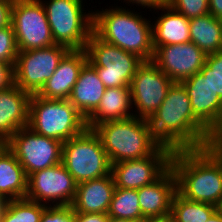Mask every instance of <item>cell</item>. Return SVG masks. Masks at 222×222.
I'll return each mask as SVG.
<instances>
[{
	"label": "cell",
	"instance_id": "cell-38",
	"mask_svg": "<svg viewBox=\"0 0 222 222\" xmlns=\"http://www.w3.org/2000/svg\"><path fill=\"white\" fill-rule=\"evenodd\" d=\"M10 199L0 193V221L8 207Z\"/></svg>",
	"mask_w": 222,
	"mask_h": 222
},
{
	"label": "cell",
	"instance_id": "cell-7",
	"mask_svg": "<svg viewBox=\"0 0 222 222\" xmlns=\"http://www.w3.org/2000/svg\"><path fill=\"white\" fill-rule=\"evenodd\" d=\"M61 163L77 184L111 174L108 155L93 129L63 142Z\"/></svg>",
	"mask_w": 222,
	"mask_h": 222
},
{
	"label": "cell",
	"instance_id": "cell-12",
	"mask_svg": "<svg viewBox=\"0 0 222 222\" xmlns=\"http://www.w3.org/2000/svg\"><path fill=\"white\" fill-rule=\"evenodd\" d=\"M174 82L152 61H144L130 83L134 116L149 120ZM137 112V113H136Z\"/></svg>",
	"mask_w": 222,
	"mask_h": 222
},
{
	"label": "cell",
	"instance_id": "cell-22",
	"mask_svg": "<svg viewBox=\"0 0 222 222\" xmlns=\"http://www.w3.org/2000/svg\"><path fill=\"white\" fill-rule=\"evenodd\" d=\"M130 86L106 88L97 109L86 119L88 129L114 120H123L134 116L132 111Z\"/></svg>",
	"mask_w": 222,
	"mask_h": 222
},
{
	"label": "cell",
	"instance_id": "cell-13",
	"mask_svg": "<svg viewBox=\"0 0 222 222\" xmlns=\"http://www.w3.org/2000/svg\"><path fill=\"white\" fill-rule=\"evenodd\" d=\"M76 188L73 176L60 163L30 174L25 198L46 206H66L72 204Z\"/></svg>",
	"mask_w": 222,
	"mask_h": 222
},
{
	"label": "cell",
	"instance_id": "cell-6",
	"mask_svg": "<svg viewBox=\"0 0 222 222\" xmlns=\"http://www.w3.org/2000/svg\"><path fill=\"white\" fill-rule=\"evenodd\" d=\"M40 1L46 11L55 44L70 50L85 49L93 32V11L84 12L83 0Z\"/></svg>",
	"mask_w": 222,
	"mask_h": 222
},
{
	"label": "cell",
	"instance_id": "cell-3",
	"mask_svg": "<svg viewBox=\"0 0 222 222\" xmlns=\"http://www.w3.org/2000/svg\"><path fill=\"white\" fill-rule=\"evenodd\" d=\"M112 7L93 12V32L102 40L137 55L143 61H152L153 23L128 7Z\"/></svg>",
	"mask_w": 222,
	"mask_h": 222
},
{
	"label": "cell",
	"instance_id": "cell-15",
	"mask_svg": "<svg viewBox=\"0 0 222 222\" xmlns=\"http://www.w3.org/2000/svg\"><path fill=\"white\" fill-rule=\"evenodd\" d=\"M153 47L152 62L173 82L180 83L200 72L207 56L193 42Z\"/></svg>",
	"mask_w": 222,
	"mask_h": 222
},
{
	"label": "cell",
	"instance_id": "cell-26",
	"mask_svg": "<svg viewBox=\"0 0 222 222\" xmlns=\"http://www.w3.org/2000/svg\"><path fill=\"white\" fill-rule=\"evenodd\" d=\"M219 208L185 199L177 192L171 203L170 222H206Z\"/></svg>",
	"mask_w": 222,
	"mask_h": 222
},
{
	"label": "cell",
	"instance_id": "cell-35",
	"mask_svg": "<svg viewBox=\"0 0 222 222\" xmlns=\"http://www.w3.org/2000/svg\"><path fill=\"white\" fill-rule=\"evenodd\" d=\"M108 219L104 213H76V222H108Z\"/></svg>",
	"mask_w": 222,
	"mask_h": 222
},
{
	"label": "cell",
	"instance_id": "cell-14",
	"mask_svg": "<svg viewBox=\"0 0 222 222\" xmlns=\"http://www.w3.org/2000/svg\"><path fill=\"white\" fill-rule=\"evenodd\" d=\"M173 150L161 145L152 155L111 164L116 187L138 190L159 179L169 168Z\"/></svg>",
	"mask_w": 222,
	"mask_h": 222
},
{
	"label": "cell",
	"instance_id": "cell-32",
	"mask_svg": "<svg viewBox=\"0 0 222 222\" xmlns=\"http://www.w3.org/2000/svg\"><path fill=\"white\" fill-rule=\"evenodd\" d=\"M40 222H76V213L71 205L47 206Z\"/></svg>",
	"mask_w": 222,
	"mask_h": 222
},
{
	"label": "cell",
	"instance_id": "cell-17",
	"mask_svg": "<svg viewBox=\"0 0 222 222\" xmlns=\"http://www.w3.org/2000/svg\"><path fill=\"white\" fill-rule=\"evenodd\" d=\"M175 193L176 178L170 167L159 179L137 190L142 216L145 219L170 218Z\"/></svg>",
	"mask_w": 222,
	"mask_h": 222
},
{
	"label": "cell",
	"instance_id": "cell-25",
	"mask_svg": "<svg viewBox=\"0 0 222 222\" xmlns=\"http://www.w3.org/2000/svg\"><path fill=\"white\" fill-rule=\"evenodd\" d=\"M190 42L206 55L222 50V20L211 14L189 20Z\"/></svg>",
	"mask_w": 222,
	"mask_h": 222
},
{
	"label": "cell",
	"instance_id": "cell-40",
	"mask_svg": "<svg viewBox=\"0 0 222 222\" xmlns=\"http://www.w3.org/2000/svg\"><path fill=\"white\" fill-rule=\"evenodd\" d=\"M215 144L222 146V129L215 135Z\"/></svg>",
	"mask_w": 222,
	"mask_h": 222
},
{
	"label": "cell",
	"instance_id": "cell-9",
	"mask_svg": "<svg viewBox=\"0 0 222 222\" xmlns=\"http://www.w3.org/2000/svg\"><path fill=\"white\" fill-rule=\"evenodd\" d=\"M69 51L59 44L19 51L14 65L15 85L31 95L37 94Z\"/></svg>",
	"mask_w": 222,
	"mask_h": 222
},
{
	"label": "cell",
	"instance_id": "cell-20",
	"mask_svg": "<svg viewBox=\"0 0 222 222\" xmlns=\"http://www.w3.org/2000/svg\"><path fill=\"white\" fill-rule=\"evenodd\" d=\"M115 187L112 174L77 184L71 206L75 213L107 214Z\"/></svg>",
	"mask_w": 222,
	"mask_h": 222
},
{
	"label": "cell",
	"instance_id": "cell-5",
	"mask_svg": "<svg viewBox=\"0 0 222 222\" xmlns=\"http://www.w3.org/2000/svg\"><path fill=\"white\" fill-rule=\"evenodd\" d=\"M28 127L35 133L65 142L87 129L86 118L66 100L33 94L29 104Z\"/></svg>",
	"mask_w": 222,
	"mask_h": 222
},
{
	"label": "cell",
	"instance_id": "cell-11",
	"mask_svg": "<svg viewBox=\"0 0 222 222\" xmlns=\"http://www.w3.org/2000/svg\"><path fill=\"white\" fill-rule=\"evenodd\" d=\"M27 177L39 170L60 164L63 142L33 132L29 127L19 129L8 141Z\"/></svg>",
	"mask_w": 222,
	"mask_h": 222
},
{
	"label": "cell",
	"instance_id": "cell-37",
	"mask_svg": "<svg viewBox=\"0 0 222 222\" xmlns=\"http://www.w3.org/2000/svg\"><path fill=\"white\" fill-rule=\"evenodd\" d=\"M209 14L222 20V0H209Z\"/></svg>",
	"mask_w": 222,
	"mask_h": 222
},
{
	"label": "cell",
	"instance_id": "cell-42",
	"mask_svg": "<svg viewBox=\"0 0 222 222\" xmlns=\"http://www.w3.org/2000/svg\"><path fill=\"white\" fill-rule=\"evenodd\" d=\"M141 222H170V219H145L142 220Z\"/></svg>",
	"mask_w": 222,
	"mask_h": 222
},
{
	"label": "cell",
	"instance_id": "cell-24",
	"mask_svg": "<svg viewBox=\"0 0 222 222\" xmlns=\"http://www.w3.org/2000/svg\"><path fill=\"white\" fill-rule=\"evenodd\" d=\"M28 177L14 153L6 147L0 153V193L10 200L26 197Z\"/></svg>",
	"mask_w": 222,
	"mask_h": 222
},
{
	"label": "cell",
	"instance_id": "cell-31",
	"mask_svg": "<svg viewBox=\"0 0 222 222\" xmlns=\"http://www.w3.org/2000/svg\"><path fill=\"white\" fill-rule=\"evenodd\" d=\"M18 47L13 26L0 29V61L15 64L18 55Z\"/></svg>",
	"mask_w": 222,
	"mask_h": 222
},
{
	"label": "cell",
	"instance_id": "cell-23",
	"mask_svg": "<svg viewBox=\"0 0 222 222\" xmlns=\"http://www.w3.org/2000/svg\"><path fill=\"white\" fill-rule=\"evenodd\" d=\"M164 13L152 24L153 46H165L190 42L189 19L168 4L160 9Z\"/></svg>",
	"mask_w": 222,
	"mask_h": 222
},
{
	"label": "cell",
	"instance_id": "cell-1",
	"mask_svg": "<svg viewBox=\"0 0 222 222\" xmlns=\"http://www.w3.org/2000/svg\"><path fill=\"white\" fill-rule=\"evenodd\" d=\"M155 139L173 151L215 144V135L194 115L184 86L174 82L148 120Z\"/></svg>",
	"mask_w": 222,
	"mask_h": 222
},
{
	"label": "cell",
	"instance_id": "cell-30",
	"mask_svg": "<svg viewBox=\"0 0 222 222\" xmlns=\"http://www.w3.org/2000/svg\"><path fill=\"white\" fill-rule=\"evenodd\" d=\"M168 5L189 20L209 14V0H168Z\"/></svg>",
	"mask_w": 222,
	"mask_h": 222
},
{
	"label": "cell",
	"instance_id": "cell-29",
	"mask_svg": "<svg viewBox=\"0 0 222 222\" xmlns=\"http://www.w3.org/2000/svg\"><path fill=\"white\" fill-rule=\"evenodd\" d=\"M200 72L209 75L214 91L222 99V50L208 54Z\"/></svg>",
	"mask_w": 222,
	"mask_h": 222
},
{
	"label": "cell",
	"instance_id": "cell-39",
	"mask_svg": "<svg viewBox=\"0 0 222 222\" xmlns=\"http://www.w3.org/2000/svg\"><path fill=\"white\" fill-rule=\"evenodd\" d=\"M206 222H222V210L219 208Z\"/></svg>",
	"mask_w": 222,
	"mask_h": 222
},
{
	"label": "cell",
	"instance_id": "cell-19",
	"mask_svg": "<svg viewBox=\"0 0 222 222\" xmlns=\"http://www.w3.org/2000/svg\"><path fill=\"white\" fill-rule=\"evenodd\" d=\"M31 96L17 85L0 91V138L8 141L19 129L28 127Z\"/></svg>",
	"mask_w": 222,
	"mask_h": 222
},
{
	"label": "cell",
	"instance_id": "cell-18",
	"mask_svg": "<svg viewBox=\"0 0 222 222\" xmlns=\"http://www.w3.org/2000/svg\"><path fill=\"white\" fill-rule=\"evenodd\" d=\"M87 61L88 57L85 49L70 50L36 95L55 100L69 99L73 86L78 80L80 70Z\"/></svg>",
	"mask_w": 222,
	"mask_h": 222
},
{
	"label": "cell",
	"instance_id": "cell-41",
	"mask_svg": "<svg viewBox=\"0 0 222 222\" xmlns=\"http://www.w3.org/2000/svg\"><path fill=\"white\" fill-rule=\"evenodd\" d=\"M108 222H135L129 219H119V218H111L109 217Z\"/></svg>",
	"mask_w": 222,
	"mask_h": 222
},
{
	"label": "cell",
	"instance_id": "cell-4",
	"mask_svg": "<svg viewBox=\"0 0 222 222\" xmlns=\"http://www.w3.org/2000/svg\"><path fill=\"white\" fill-rule=\"evenodd\" d=\"M93 130L99 136L111 164L145 158L161 146L152 133L149 121L136 116L106 121Z\"/></svg>",
	"mask_w": 222,
	"mask_h": 222
},
{
	"label": "cell",
	"instance_id": "cell-43",
	"mask_svg": "<svg viewBox=\"0 0 222 222\" xmlns=\"http://www.w3.org/2000/svg\"><path fill=\"white\" fill-rule=\"evenodd\" d=\"M7 147V141L0 138V153Z\"/></svg>",
	"mask_w": 222,
	"mask_h": 222
},
{
	"label": "cell",
	"instance_id": "cell-27",
	"mask_svg": "<svg viewBox=\"0 0 222 222\" xmlns=\"http://www.w3.org/2000/svg\"><path fill=\"white\" fill-rule=\"evenodd\" d=\"M107 215L135 222L145 220L140 209L137 190L115 187Z\"/></svg>",
	"mask_w": 222,
	"mask_h": 222
},
{
	"label": "cell",
	"instance_id": "cell-28",
	"mask_svg": "<svg viewBox=\"0 0 222 222\" xmlns=\"http://www.w3.org/2000/svg\"><path fill=\"white\" fill-rule=\"evenodd\" d=\"M46 205L26 198L10 200L0 222H40Z\"/></svg>",
	"mask_w": 222,
	"mask_h": 222
},
{
	"label": "cell",
	"instance_id": "cell-34",
	"mask_svg": "<svg viewBox=\"0 0 222 222\" xmlns=\"http://www.w3.org/2000/svg\"><path fill=\"white\" fill-rule=\"evenodd\" d=\"M14 0H0V29L11 25Z\"/></svg>",
	"mask_w": 222,
	"mask_h": 222
},
{
	"label": "cell",
	"instance_id": "cell-33",
	"mask_svg": "<svg viewBox=\"0 0 222 222\" xmlns=\"http://www.w3.org/2000/svg\"><path fill=\"white\" fill-rule=\"evenodd\" d=\"M14 65L0 61V91L15 85Z\"/></svg>",
	"mask_w": 222,
	"mask_h": 222
},
{
	"label": "cell",
	"instance_id": "cell-2",
	"mask_svg": "<svg viewBox=\"0 0 222 222\" xmlns=\"http://www.w3.org/2000/svg\"><path fill=\"white\" fill-rule=\"evenodd\" d=\"M176 192L187 200L222 207V146L173 151Z\"/></svg>",
	"mask_w": 222,
	"mask_h": 222
},
{
	"label": "cell",
	"instance_id": "cell-21",
	"mask_svg": "<svg viewBox=\"0 0 222 222\" xmlns=\"http://www.w3.org/2000/svg\"><path fill=\"white\" fill-rule=\"evenodd\" d=\"M105 90L95 68L87 61L68 100L87 119L99 106Z\"/></svg>",
	"mask_w": 222,
	"mask_h": 222
},
{
	"label": "cell",
	"instance_id": "cell-10",
	"mask_svg": "<svg viewBox=\"0 0 222 222\" xmlns=\"http://www.w3.org/2000/svg\"><path fill=\"white\" fill-rule=\"evenodd\" d=\"M11 25L18 51L55 45L46 11L40 0H14Z\"/></svg>",
	"mask_w": 222,
	"mask_h": 222
},
{
	"label": "cell",
	"instance_id": "cell-36",
	"mask_svg": "<svg viewBox=\"0 0 222 222\" xmlns=\"http://www.w3.org/2000/svg\"><path fill=\"white\" fill-rule=\"evenodd\" d=\"M123 2L127 4L130 3L131 5H140L143 8L147 7V9L150 8V11L151 9H160L161 7L166 6L168 4V0H124Z\"/></svg>",
	"mask_w": 222,
	"mask_h": 222
},
{
	"label": "cell",
	"instance_id": "cell-16",
	"mask_svg": "<svg viewBox=\"0 0 222 222\" xmlns=\"http://www.w3.org/2000/svg\"><path fill=\"white\" fill-rule=\"evenodd\" d=\"M180 83L190 98L194 115L216 135L222 129V99L214 91L209 75L197 72Z\"/></svg>",
	"mask_w": 222,
	"mask_h": 222
},
{
	"label": "cell",
	"instance_id": "cell-8",
	"mask_svg": "<svg viewBox=\"0 0 222 222\" xmlns=\"http://www.w3.org/2000/svg\"><path fill=\"white\" fill-rule=\"evenodd\" d=\"M85 50L88 62L106 88L130 86L136 70L144 62L137 55L102 40L94 32Z\"/></svg>",
	"mask_w": 222,
	"mask_h": 222
}]
</instances>
